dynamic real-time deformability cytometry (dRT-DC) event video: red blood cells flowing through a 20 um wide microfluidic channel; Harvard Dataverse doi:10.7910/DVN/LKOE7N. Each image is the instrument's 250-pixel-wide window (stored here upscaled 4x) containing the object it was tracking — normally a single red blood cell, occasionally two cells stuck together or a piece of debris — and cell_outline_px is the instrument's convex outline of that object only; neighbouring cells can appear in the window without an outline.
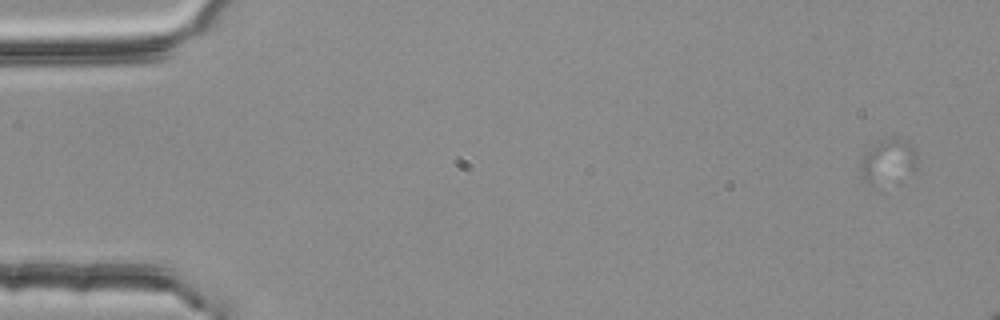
{"species": "common noctule bat (a hibernating species)", "species_latin": "Nyctalus noctula", "temperature_condition": "room temperature", "stored_images_in_passage": 4, "camera_frame_rate_fps": 3000, "um_per_image_px": 0.085, "animal": {"sex": "female", "body_mass_g": 25.1}, "frame": {"image": 1, "passage_image": 1, "time_ms": 0.0, "image_size_px": [1000, 320], "cell_outline_px": [[916, 172], [908, 176], [876, 188], [868, 184], [860, 168], [860, 160], [864, 152], [876, 144], [884, 140], [904, 140], [916, 152]], "centroid_in_image_um": [75.48, 13.81], "position_along_channel_um": 9.5, "area_um2": 14.62}}